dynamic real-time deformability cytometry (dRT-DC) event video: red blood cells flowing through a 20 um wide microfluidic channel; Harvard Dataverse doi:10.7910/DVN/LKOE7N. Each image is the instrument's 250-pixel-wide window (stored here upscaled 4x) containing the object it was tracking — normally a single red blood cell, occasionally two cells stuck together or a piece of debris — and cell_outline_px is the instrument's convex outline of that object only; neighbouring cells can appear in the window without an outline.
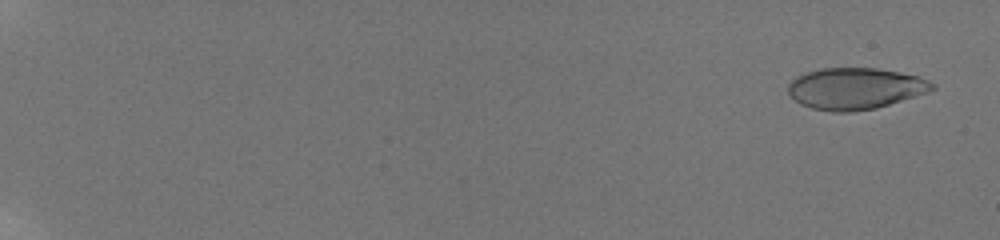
{"species": "human", "species_latin": "Homo sapiens", "temperature_condition": "room temperature", "stored_images_in_passage": 57, "camera_frame_rate_fps": 3000, "um_per_image_px": 0.085, "donor": {"sex": "male"}, "frame": {"image": 1, "passage_image": 4, "time_ms": 0.667, "image_size_px": [1000, 240], "cell_outline_px": [[936, 88], [928, 92], [876, 108], [852, 112], [832, 112], [812, 108], [800, 104], [788, 92], [788, 84], [796, 76], [820, 68], [876, 68], [900, 72], [916, 76], [928, 80], [936, 84]], "centroid_in_image_um": [72.7, 7.52], "position_along_channel_um": 12.3, "area_um2": 34.8}}
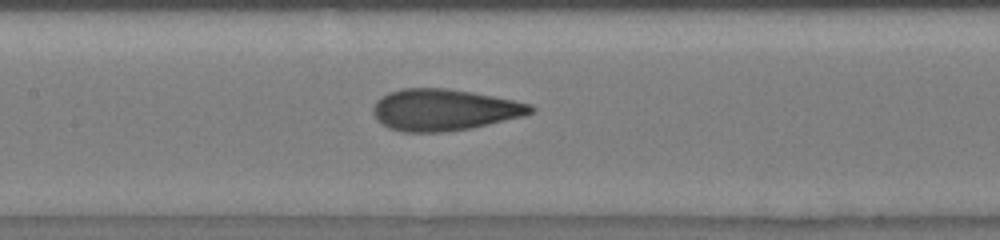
{"frame": {"image": 2, "passage_image": 36, "time_ms": 10.667, "image_size_px": [1000, 240], "cell_outline_px": [[536, 108], [532, 112], [524, 116], [472, 128], [444, 132], [400, 132], [388, 128], [376, 120], [372, 112], [372, 108], [376, 100], [380, 96], [388, 92], [404, 88], [448, 88], [472, 92], [532, 104]], "centroid_in_image_um": [37.71, 9.34], "position_along_channel_um": 169.7, "area_um2": 38.44}}
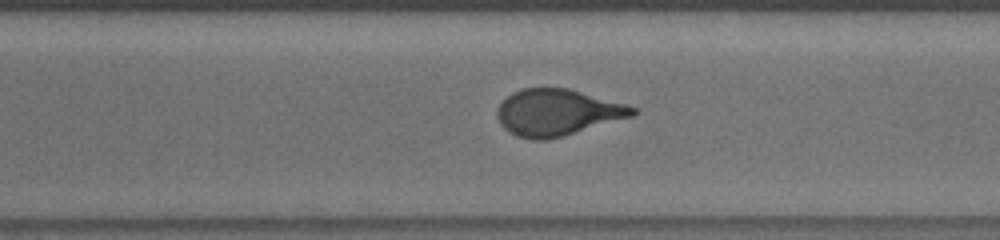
{"frame": {"image": 3, "passage_image": 50, "time_ms": 14.667, "image_size_px": [1000, 240], "cell_outline_px": [[640, 112], [632, 116], [548, 140], [532, 140], [516, 136], [508, 132], [500, 124], [496, 116], [496, 112], [500, 104], [512, 92], [524, 88], [568, 88], [628, 104], [636, 108]], "centroid_in_image_um": [47.37, 9.56], "position_along_channel_um": 323.2, "area_um2": 36.7}, "authors_computed_cell_mechanics": {"area_um2": 36.5874, "velocity_mm_per_s": 3.8575, "shape_relaxation_time_tau1_ms": 7.0779, "shape_relaxation_time_tau2_ms": 0.9653, "deformation_change_tau1": 0.2126, "deformation_change_tau2": 0.0853}}